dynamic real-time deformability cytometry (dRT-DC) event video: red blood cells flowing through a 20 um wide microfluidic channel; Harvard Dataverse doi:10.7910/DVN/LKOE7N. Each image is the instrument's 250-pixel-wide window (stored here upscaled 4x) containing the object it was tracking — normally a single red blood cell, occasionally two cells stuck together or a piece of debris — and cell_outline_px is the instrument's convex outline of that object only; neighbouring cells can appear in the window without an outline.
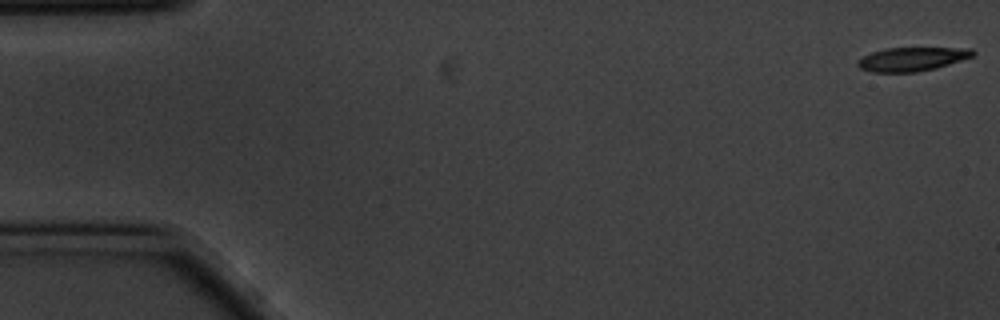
{"species": "common noctule bat (a hibernating species)", "species_latin": "Nyctalus noctula", "temperature_condition": "cold", "stored_images_in_passage": 15, "camera_frame_rate_fps": 3000, "um_per_image_px": 0.085, "animal": {"sex": "male", "body_mass_g": 20.1, "forearm_length_mm": 53.5}, "frame": {"image": 1, "passage_image": 1, "time_ms": 0.0, "image_size_px": [1000, 320], "cell_outline_px": [[976, 52], [972, 56], [936, 68], [916, 72], [872, 72], [860, 68], [856, 64], [856, 60], [872, 52], [884, 48], [972, 48]], "centroid_in_image_um": [77.48, 5.02], "position_along_channel_um": 7.5, "area_um2": 15.9}}
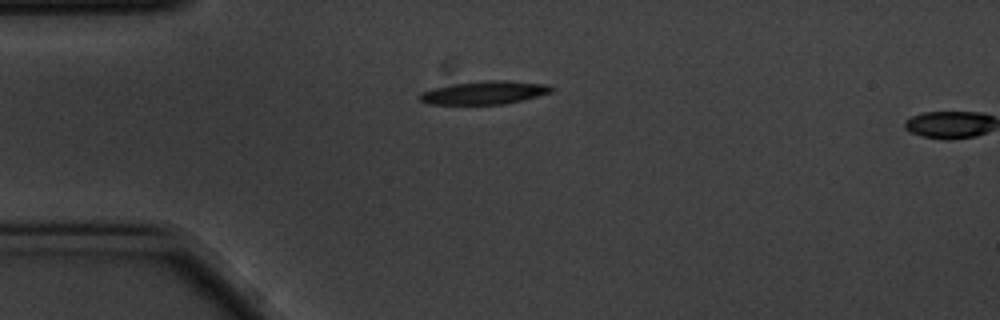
{"frame": {"image": 2, "passage_image": 14, "time_ms": 4.333, "image_size_px": [1000, 320], "cell_outline_px": [[552, 92], [524, 100], [504, 104], [428, 104], [420, 100], [420, 92], [432, 88], [456, 84], [484, 80], [504, 80], [548, 84], [552, 88]], "centroid_in_image_um": [41.19, 7.87], "position_along_channel_um": 43.8, "area_um2": 17.74}}